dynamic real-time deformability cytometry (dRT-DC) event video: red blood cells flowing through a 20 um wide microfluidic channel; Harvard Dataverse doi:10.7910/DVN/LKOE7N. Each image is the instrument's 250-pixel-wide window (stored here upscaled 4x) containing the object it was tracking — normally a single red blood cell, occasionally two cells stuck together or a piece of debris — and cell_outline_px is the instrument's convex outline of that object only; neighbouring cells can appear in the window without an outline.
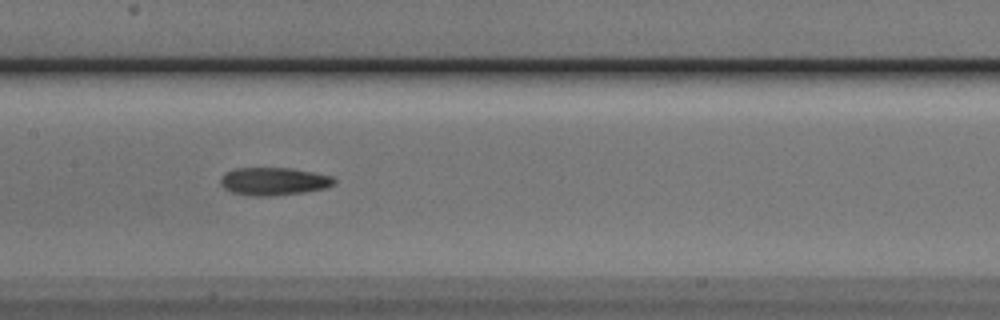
{"species": "Egyptian fruit bat (a non-hibernating species)", "species_latin": "Rousettus aegyptiacus", "temperature_condition": "cold", "stored_images_in_passage": 38, "camera_frame_rate_fps": 3000, "um_per_image_px": 0.085, "animal": {"sex": "male"}, "frame": {"image": 1, "passage_image": 17, "time_ms": 5.333, "image_size_px": [1000, 320], "cell_outline_px": [[336, 180], [332, 184], [324, 188], [304, 192], [272, 196], [248, 196], [232, 192], [224, 188], [220, 184], [220, 180], [224, 172], [236, 168], [288, 168], [312, 172], [332, 176]], "centroid_in_image_um": [23.21, 15.42], "position_along_channel_um": 184.2, "area_um2": 18.38}}